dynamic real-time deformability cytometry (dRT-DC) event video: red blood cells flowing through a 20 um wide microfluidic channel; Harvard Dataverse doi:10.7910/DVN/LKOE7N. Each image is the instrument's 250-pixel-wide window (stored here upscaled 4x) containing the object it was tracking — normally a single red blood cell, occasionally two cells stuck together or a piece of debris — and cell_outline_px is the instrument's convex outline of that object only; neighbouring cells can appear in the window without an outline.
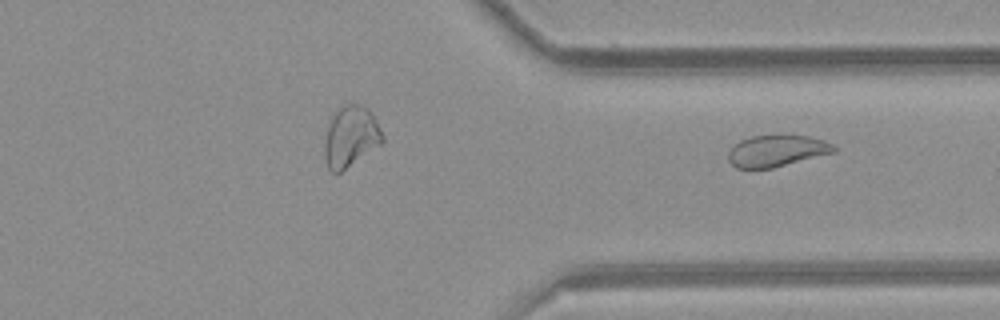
{"species": "common noctule bat (a hibernating species)", "species_latin": "Nyctalus noctula", "temperature_condition": "room temperature", "stored_images_in_passage": 39, "segment_of_instrument_passage": [2, 2], "camera_frame_rate_fps": 3000, "um_per_image_px": 0.085, "animal": {"sex": "female", "body_mass_g": 21.9}, "frame": {"image": 1, "passage_image": 39, "time_ms": 12.667, "image_size_px": [1000, 320], "cell_outline_px": [[836, 152], [772, 168], [736, 168], [728, 160], [728, 152], [740, 140], [752, 136], [780, 132], [808, 136], [824, 140], [832, 144], [836, 148]], "centroid_in_image_um": [66.04, 12.78], "position_along_channel_um": 345.4, "area_um2": 19.94}}